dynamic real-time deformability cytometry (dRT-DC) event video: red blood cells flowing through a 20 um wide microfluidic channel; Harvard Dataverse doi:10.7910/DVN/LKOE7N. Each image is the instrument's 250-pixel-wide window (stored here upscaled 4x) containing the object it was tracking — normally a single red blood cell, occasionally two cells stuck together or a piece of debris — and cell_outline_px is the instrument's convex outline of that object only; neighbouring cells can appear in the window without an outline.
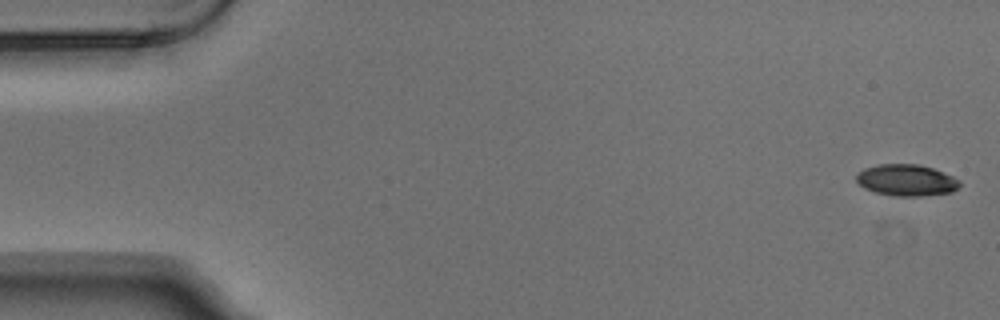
{"species": "Egyptian fruit bat (a non-hibernating species)", "species_latin": "Rousettus aegyptiacus", "temperature_condition": "warm", "stored_images_in_passage": 6, "camera_frame_rate_fps": 3000, "um_per_image_px": 0.085, "animal": {"sex": "male"}, "frame": {"image": 1, "passage_image": 1, "time_ms": 0.0, "image_size_px": [1000, 320], "cell_outline_px": [[960, 184], [952, 192], [920, 196], [892, 196], [876, 192], [864, 188], [856, 180], [856, 172], [864, 168], [880, 164], [920, 164], [944, 172], [960, 180]], "centroid_in_image_um": [77.03, 15.31], "position_along_channel_um": 8.0, "area_um2": 19.02}}